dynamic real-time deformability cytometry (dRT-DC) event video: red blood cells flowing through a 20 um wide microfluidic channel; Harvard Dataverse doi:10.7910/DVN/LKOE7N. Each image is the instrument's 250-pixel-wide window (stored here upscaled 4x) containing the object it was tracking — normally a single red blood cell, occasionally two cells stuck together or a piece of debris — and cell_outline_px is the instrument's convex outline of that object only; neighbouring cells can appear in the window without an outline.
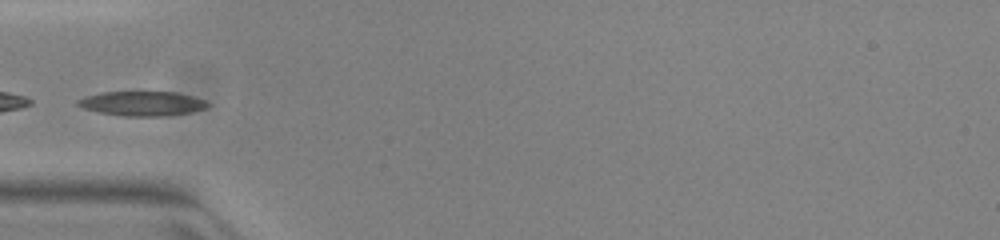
{"species": "common noctule bat (a hibernating species)", "species_latin": "Nyctalus noctula", "temperature_condition": "warm", "stored_images_in_passage": 36, "camera_frame_rate_fps": 3000, "um_per_image_px": 0.085, "animal": {"sex": "female", "body_mass_g": 23.0, "forearm_length_mm": 53.4}, "frame": {"image": 1, "passage_image": 1, "time_ms": 0.0, "image_size_px": [1000, 240], "cell_outline_px": [[212, 104], [208, 108], [192, 112], [164, 116], [124, 116], [100, 112], [84, 108], [76, 104], [76, 100], [84, 96], [104, 92], [176, 92], [192, 96], [204, 100]], "centroid_in_image_um": [12.12, 8.8], "position_along_channel_um": 72.9, "area_um2": 18.61}}
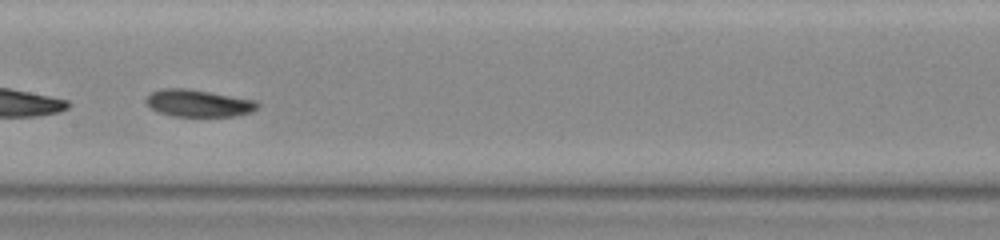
{"frame": {"image": 2, "passage_image": 10, "time_ms": 3.0, "image_size_px": [1000, 240], "cell_outline_px": [[260, 104], [252, 112], [236, 116], [172, 116], [160, 112], [152, 108], [144, 100], [152, 92], [164, 88], [184, 88], [256, 100]], "centroid_in_image_um": [16.89, 8.78], "position_along_channel_um": 190.5, "area_um2": 17.4}}
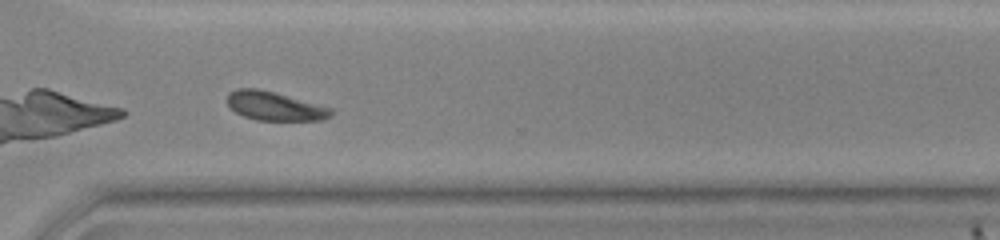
{"frame": {"image": 3, "passage_image": 22, "time_ms": 7.0, "image_size_px": [1000, 240], "cell_outline_px": [[332, 116], [324, 120], [256, 120], [244, 116], [236, 112], [228, 104], [228, 92], [236, 88], [256, 88], [276, 92], [332, 108]], "centroid_in_image_um": [23.36, 9.01], "position_along_channel_um": 347.2, "area_um2": 17.46}}